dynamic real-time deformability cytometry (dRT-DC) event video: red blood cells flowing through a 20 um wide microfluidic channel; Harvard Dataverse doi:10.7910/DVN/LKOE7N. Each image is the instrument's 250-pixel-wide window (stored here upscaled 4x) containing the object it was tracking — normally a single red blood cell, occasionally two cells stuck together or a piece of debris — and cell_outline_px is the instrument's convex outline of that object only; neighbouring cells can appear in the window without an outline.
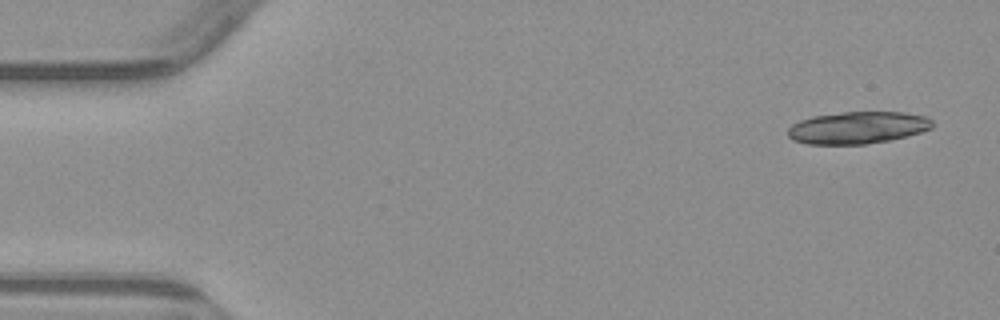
{"species": "common noctule bat (a hibernating species)", "species_latin": "Nyctalus noctula", "temperature_condition": "warm", "stored_images_in_passage": 7, "segment_of_instrument_passage": [1, 2], "camera_frame_rate_fps": 3000, "um_per_image_px": 0.085, "animal": {"sex": "male", "body_mass_g": 23.1, "forearm_length_mm": 52.7}, "frame": {"image": 1, "passage_image": 1, "time_ms": 0.0, "image_size_px": [1000, 320], "cell_outline_px": [[932, 128], [908, 136], [888, 140], [864, 144], [808, 144], [792, 140], [788, 136], [788, 128], [792, 124], [800, 120], [812, 116], [844, 112], [904, 112], [928, 116], [932, 120]], "centroid_in_image_um": [72.9, 10.84], "position_along_channel_um": 12.1, "area_um2": 27.11}}